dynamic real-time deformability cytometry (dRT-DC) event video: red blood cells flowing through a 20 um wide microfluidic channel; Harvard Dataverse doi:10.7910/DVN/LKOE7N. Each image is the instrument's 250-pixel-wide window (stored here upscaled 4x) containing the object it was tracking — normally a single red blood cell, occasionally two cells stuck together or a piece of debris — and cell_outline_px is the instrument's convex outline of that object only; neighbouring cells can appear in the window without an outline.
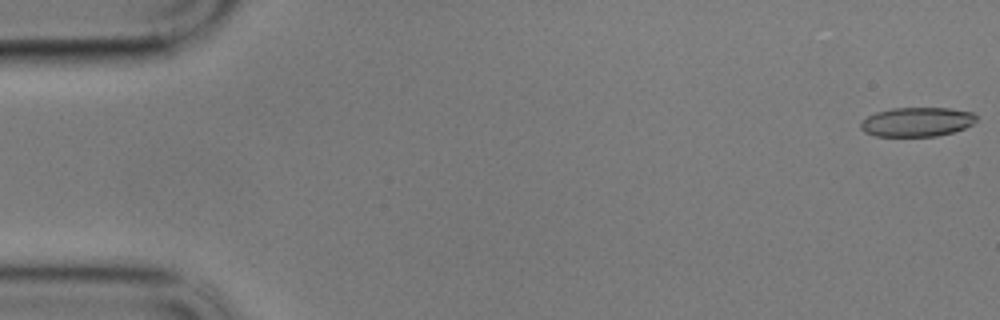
{"species": "common noctule bat (a hibernating species)", "species_latin": "Nyctalus noctula", "temperature_condition": "cold", "stored_images_in_passage": 58, "camera_frame_rate_fps": 3000, "um_per_image_px": 0.085, "animal": {"sex": "male", "body_mass_g": 17.9}, "frame": {"image": 1, "passage_image": 1, "time_ms": 0.0, "image_size_px": [1000, 320], "cell_outline_px": [[976, 120], [972, 124], [964, 128], [952, 132], [936, 136], [876, 136], [864, 132], [860, 128], [860, 120], [876, 112], [892, 108], [948, 108], [972, 112], [976, 116]], "centroid_in_image_um": [77.9, 10.36], "position_along_channel_um": 7.1, "area_um2": 19.71}}
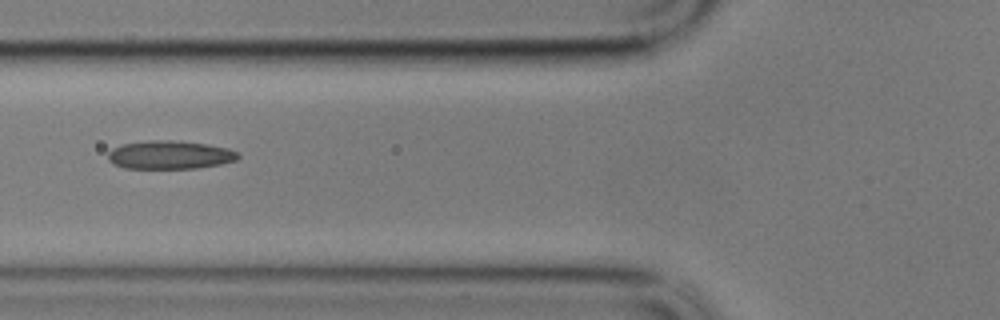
{"frame": {"image": 2, "passage_image": 22, "time_ms": 7.0, "image_size_px": [1000, 320], "cell_outline_px": [[240, 156], [236, 160], [220, 164], [196, 168], [124, 168], [112, 164], [108, 160], [108, 152], [112, 148], [120, 144], [148, 140], [168, 140], [208, 144], [228, 148], [240, 152]], "centroid_in_image_um": [14.42, 13.16], "position_along_channel_um": 111.4, "area_um2": 21.68}}
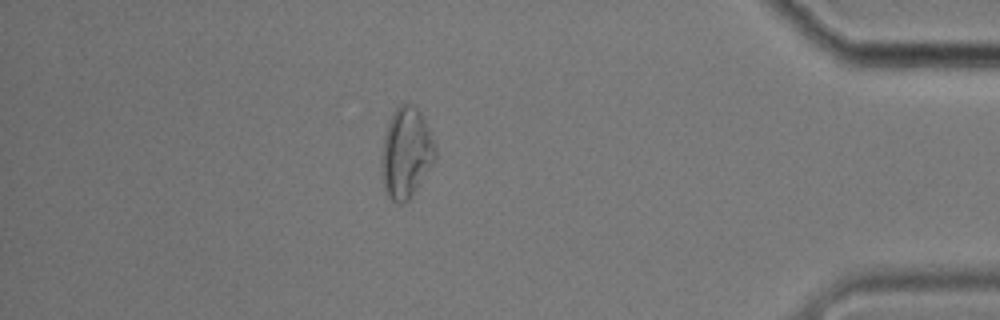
{"frame": {"image": 3, "passage_image": 51, "time_ms": 16.667, "image_size_px": [1000, 320], "cell_outline_px": [[436, 160], [408, 200], [404, 204], [400, 204], [392, 200], [388, 196], [384, 188], [380, 164], [384, 136], [388, 120], [392, 112], [400, 104], [412, 104], [420, 112], [436, 144]], "centroid_in_image_um": [34.51, 12.99], "position_along_channel_um": 400.7, "area_um2": 28.5}, "authors_computed_cell_mechanics": {"area_um2": 21.4149, "velocity_mm_per_s": 3.4109, "shape_relaxation_time_tau1_ms": null, "shape_relaxation_time_tau2_ms": 3.5225, "deformation_change_tau1": null, "deformation_change_tau2": 0.1073}}